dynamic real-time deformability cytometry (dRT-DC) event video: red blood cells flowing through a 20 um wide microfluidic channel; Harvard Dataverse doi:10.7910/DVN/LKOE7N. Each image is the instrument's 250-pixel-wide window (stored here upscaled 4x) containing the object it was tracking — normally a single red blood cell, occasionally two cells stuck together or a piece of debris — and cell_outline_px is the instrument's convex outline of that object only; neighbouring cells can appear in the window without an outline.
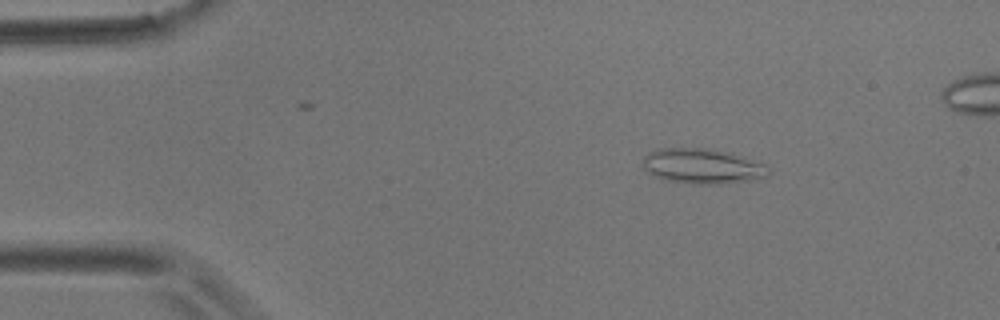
{"species": "common noctule bat (a hibernating species)", "species_latin": "Nyctalus noctula", "temperature_condition": "room temperature", "stored_images_in_passage": 5, "camera_frame_rate_fps": 3000, "um_per_image_px": 0.085, "animal": {"sex": "male", "body_mass_g": 17.9}, "frame": {"image": 1, "passage_image": 2, "time_ms": 1.333, "image_size_px": [1000, 320], "cell_outline_px": [[768, 176], [748, 180], [720, 184], [692, 184], [664, 180], [648, 172], [644, 168], [644, 156], [648, 152], [656, 148], [704, 148], [728, 152], [744, 156], [764, 164], [768, 168]], "centroid_in_image_um": [59.68, 14.12], "position_along_channel_um": 25.3, "area_um2": 25.66}}